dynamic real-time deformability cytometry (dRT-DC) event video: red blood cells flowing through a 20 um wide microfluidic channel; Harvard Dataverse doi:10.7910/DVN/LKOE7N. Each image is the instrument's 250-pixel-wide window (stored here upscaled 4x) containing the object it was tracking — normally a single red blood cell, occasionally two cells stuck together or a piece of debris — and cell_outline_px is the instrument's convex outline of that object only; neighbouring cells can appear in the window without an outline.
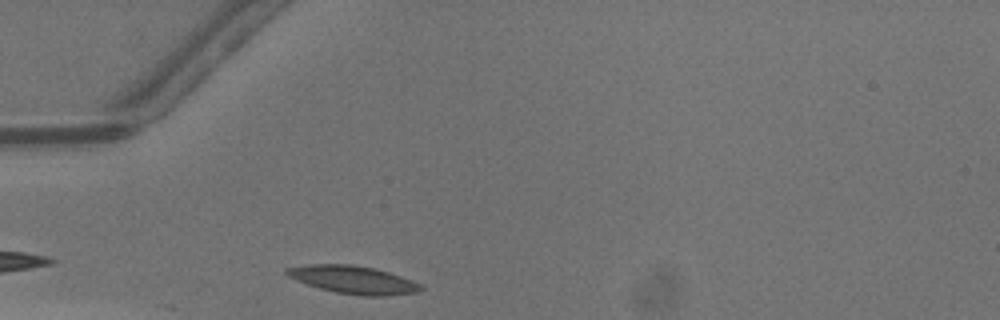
{"species": "common noctule bat (a hibernating species)", "species_latin": "Nyctalus noctula", "temperature_condition": "warm", "stored_images_in_passage": 23, "camera_frame_rate_fps": 3000, "um_per_image_px": 0.085, "animal": {"sex": "male", "body_mass_g": 13.3}, "frame": {"image": 1, "passage_image": 1, "time_ms": 0.0, "image_size_px": [1000, 320], "cell_outline_px": [[424, 288], [416, 292], [388, 296], [364, 296], [336, 292], [320, 288], [296, 280], [288, 276], [284, 272], [284, 268], [308, 264], [352, 264], [376, 268], [412, 280], [420, 284]], "centroid_in_image_um": [30.01, 23.77], "position_along_channel_um": 55.0, "area_um2": 21.79}}
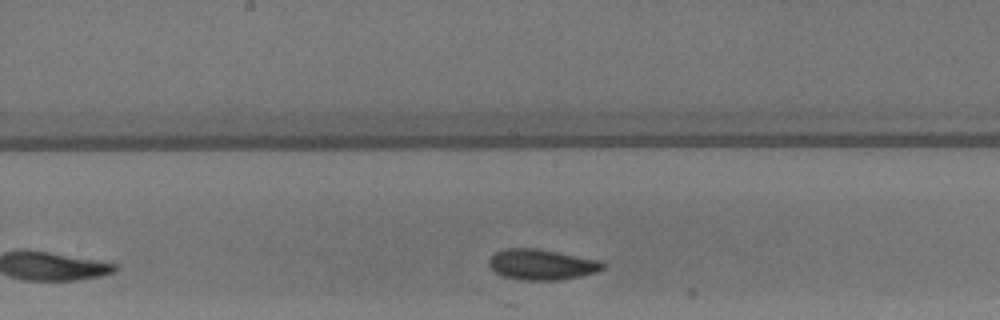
{"frame": {"image": 2, "passage_image": 12, "time_ms": 3.667, "image_size_px": [1000, 320], "cell_outline_px": [[604, 268], [596, 272], [580, 276], [560, 280], [516, 280], [504, 276], [496, 272], [488, 264], [488, 260], [496, 252], [504, 248], [536, 248], [600, 260], [604, 264]], "centroid_in_image_um": [46.03, 22.48], "position_along_channel_um": 202.2, "area_um2": 20.29}}
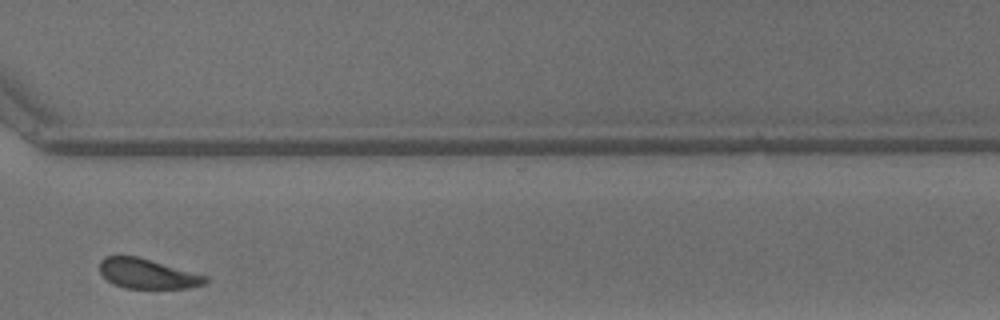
{"frame": {"image": 3, "passage_image": 23, "time_ms": 7.333, "image_size_px": [1000, 320], "cell_outline_px": [[208, 284], [188, 288], [124, 288], [112, 284], [100, 272], [100, 260], [104, 256], [136, 256], [208, 276]], "centroid_in_image_um": [12.55, 23.28], "position_along_channel_um": 358.1, "area_um2": 18.38}}